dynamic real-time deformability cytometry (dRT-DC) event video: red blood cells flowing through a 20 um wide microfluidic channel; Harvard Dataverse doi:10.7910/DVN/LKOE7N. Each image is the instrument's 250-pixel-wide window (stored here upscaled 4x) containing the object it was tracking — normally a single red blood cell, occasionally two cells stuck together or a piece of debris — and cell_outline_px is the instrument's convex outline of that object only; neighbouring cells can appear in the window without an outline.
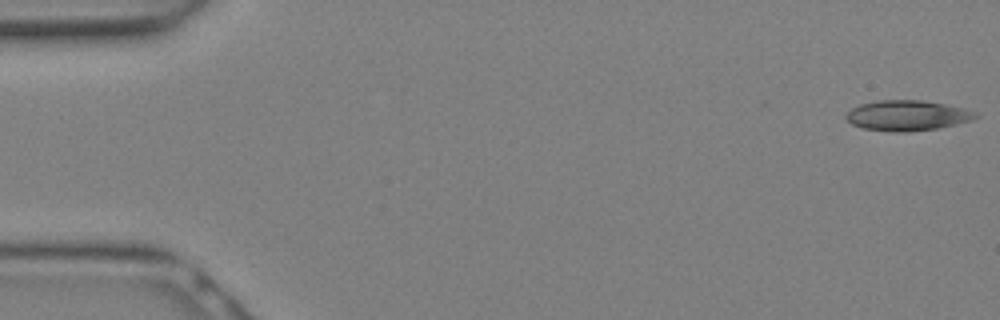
{"species": "Egyptian fruit bat (a non-hibernating species)", "species_latin": "Rousettus aegyptiacus", "temperature_condition": "warm", "stored_images_in_passage": 9, "camera_frame_rate_fps": 3000, "um_per_image_px": 0.085, "animal": {"sex": "female"}, "frame": {"image": 1, "passage_image": 1, "time_ms": 0.0, "image_size_px": [1000, 320], "cell_outline_px": [[980, 116], [956, 124], [936, 128], [908, 132], [892, 132], [864, 128], [852, 124], [844, 116], [852, 108], [860, 104], [876, 100], [924, 100], [964, 108], [976, 112]], "centroid_in_image_um": [77.09, 9.81], "position_along_channel_um": 7.9, "area_um2": 22.77}}
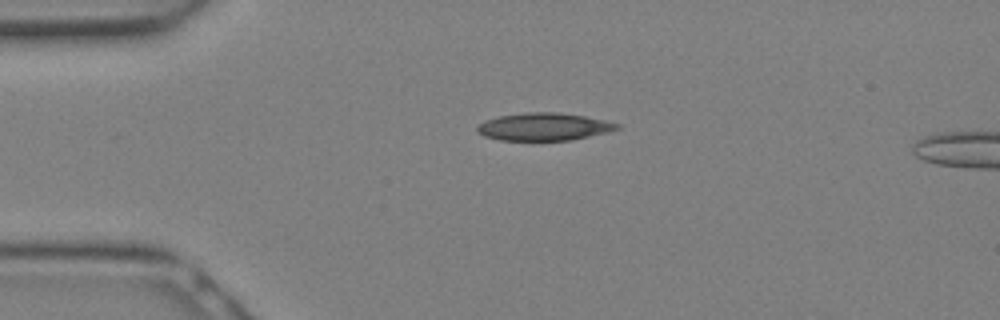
{"frame": {"image": 2, "passage_image": 7, "time_ms": 2.0, "image_size_px": [1000, 320], "cell_outline_px": [[620, 128], [608, 132], [572, 140], [500, 140], [484, 136], [476, 132], [476, 128], [484, 120], [500, 116], [524, 112], [556, 112], [584, 116], [604, 120], [620, 124]], "centroid_in_image_um": [46.22, 10.77], "position_along_channel_um": 38.8, "area_um2": 22.48}}